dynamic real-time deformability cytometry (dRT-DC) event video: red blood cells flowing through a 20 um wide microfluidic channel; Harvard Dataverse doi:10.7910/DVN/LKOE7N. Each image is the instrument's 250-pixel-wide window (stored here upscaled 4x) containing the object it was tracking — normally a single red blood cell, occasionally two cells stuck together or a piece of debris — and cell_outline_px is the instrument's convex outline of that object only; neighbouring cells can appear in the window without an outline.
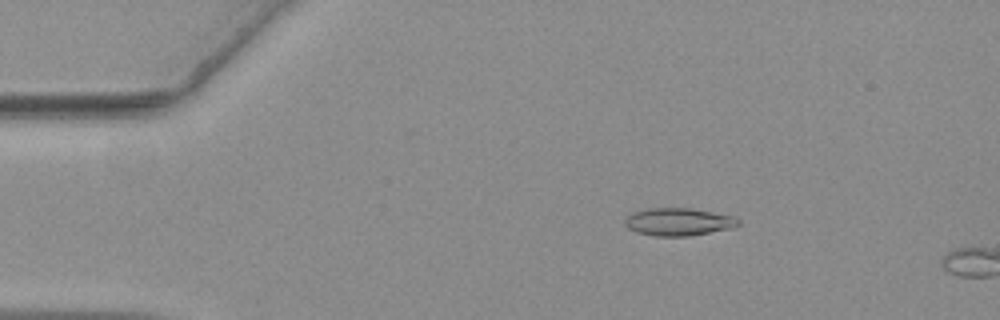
{"species": "common noctule bat (a hibernating species)", "species_latin": "Nyctalus noctula", "temperature_condition": "warm", "stored_images_in_passage": 12, "camera_frame_rate_fps": 3000, "um_per_image_px": 0.085, "animal": {"sex": "female", "body_mass_g": 19.3, "forearm_length_mm": 54.1}, "frame": {"image": 1, "passage_image": 10, "time_ms": 3.0, "image_size_px": [1000, 320], "cell_outline_px": [[740, 224], [732, 228], [688, 236], [656, 236], [636, 232], [628, 228], [624, 224], [624, 220], [632, 212], [648, 208], [692, 208], [732, 216], [740, 220]], "centroid_in_image_um": [57.65, 18.85], "position_along_channel_um": 27.4, "area_um2": 18.26}}